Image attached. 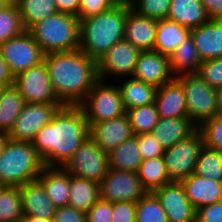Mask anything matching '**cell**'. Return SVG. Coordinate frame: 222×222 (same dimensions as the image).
<instances>
[{
    "mask_svg": "<svg viewBox=\"0 0 222 222\" xmlns=\"http://www.w3.org/2000/svg\"><path fill=\"white\" fill-rule=\"evenodd\" d=\"M25 31L17 3L6 4L0 10V44Z\"/></svg>",
    "mask_w": 222,
    "mask_h": 222,
    "instance_id": "obj_37",
    "label": "cell"
},
{
    "mask_svg": "<svg viewBox=\"0 0 222 222\" xmlns=\"http://www.w3.org/2000/svg\"><path fill=\"white\" fill-rule=\"evenodd\" d=\"M210 20H222V0H200Z\"/></svg>",
    "mask_w": 222,
    "mask_h": 222,
    "instance_id": "obj_48",
    "label": "cell"
},
{
    "mask_svg": "<svg viewBox=\"0 0 222 222\" xmlns=\"http://www.w3.org/2000/svg\"><path fill=\"white\" fill-rule=\"evenodd\" d=\"M109 168L137 172L143 158L138 148L137 135L124 141L108 153Z\"/></svg>",
    "mask_w": 222,
    "mask_h": 222,
    "instance_id": "obj_30",
    "label": "cell"
},
{
    "mask_svg": "<svg viewBox=\"0 0 222 222\" xmlns=\"http://www.w3.org/2000/svg\"><path fill=\"white\" fill-rule=\"evenodd\" d=\"M176 79L185 95L188 118L199 127L217 115V89L210 87L198 74H183Z\"/></svg>",
    "mask_w": 222,
    "mask_h": 222,
    "instance_id": "obj_7",
    "label": "cell"
},
{
    "mask_svg": "<svg viewBox=\"0 0 222 222\" xmlns=\"http://www.w3.org/2000/svg\"><path fill=\"white\" fill-rule=\"evenodd\" d=\"M16 3L25 31L58 12L54 0H17Z\"/></svg>",
    "mask_w": 222,
    "mask_h": 222,
    "instance_id": "obj_33",
    "label": "cell"
},
{
    "mask_svg": "<svg viewBox=\"0 0 222 222\" xmlns=\"http://www.w3.org/2000/svg\"><path fill=\"white\" fill-rule=\"evenodd\" d=\"M136 203L113 202L110 222H135Z\"/></svg>",
    "mask_w": 222,
    "mask_h": 222,
    "instance_id": "obj_44",
    "label": "cell"
},
{
    "mask_svg": "<svg viewBox=\"0 0 222 222\" xmlns=\"http://www.w3.org/2000/svg\"><path fill=\"white\" fill-rule=\"evenodd\" d=\"M137 175L147 192H153L172 182L166 171L163 156L143 160L138 168Z\"/></svg>",
    "mask_w": 222,
    "mask_h": 222,
    "instance_id": "obj_32",
    "label": "cell"
},
{
    "mask_svg": "<svg viewBox=\"0 0 222 222\" xmlns=\"http://www.w3.org/2000/svg\"><path fill=\"white\" fill-rule=\"evenodd\" d=\"M88 137L82 108L65 105L37 132L32 145L45 167H63Z\"/></svg>",
    "mask_w": 222,
    "mask_h": 222,
    "instance_id": "obj_1",
    "label": "cell"
},
{
    "mask_svg": "<svg viewBox=\"0 0 222 222\" xmlns=\"http://www.w3.org/2000/svg\"><path fill=\"white\" fill-rule=\"evenodd\" d=\"M28 32L44 54L79 49L80 20L75 15L58 11L33 25Z\"/></svg>",
    "mask_w": 222,
    "mask_h": 222,
    "instance_id": "obj_5",
    "label": "cell"
},
{
    "mask_svg": "<svg viewBox=\"0 0 222 222\" xmlns=\"http://www.w3.org/2000/svg\"><path fill=\"white\" fill-rule=\"evenodd\" d=\"M134 135L151 133L159 121L155 103L126 110Z\"/></svg>",
    "mask_w": 222,
    "mask_h": 222,
    "instance_id": "obj_36",
    "label": "cell"
},
{
    "mask_svg": "<svg viewBox=\"0 0 222 222\" xmlns=\"http://www.w3.org/2000/svg\"><path fill=\"white\" fill-rule=\"evenodd\" d=\"M23 216L19 186H0V222H18Z\"/></svg>",
    "mask_w": 222,
    "mask_h": 222,
    "instance_id": "obj_34",
    "label": "cell"
},
{
    "mask_svg": "<svg viewBox=\"0 0 222 222\" xmlns=\"http://www.w3.org/2000/svg\"><path fill=\"white\" fill-rule=\"evenodd\" d=\"M137 144L143 160L163 156L165 149L152 133L138 134Z\"/></svg>",
    "mask_w": 222,
    "mask_h": 222,
    "instance_id": "obj_43",
    "label": "cell"
},
{
    "mask_svg": "<svg viewBox=\"0 0 222 222\" xmlns=\"http://www.w3.org/2000/svg\"><path fill=\"white\" fill-rule=\"evenodd\" d=\"M172 75L197 74L201 60L191 35L184 39L169 55Z\"/></svg>",
    "mask_w": 222,
    "mask_h": 222,
    "instance_id": "obj_26",
    "label": "cell"
},
{
    "mask_svg": "<svg viewBox=\"0 0 222 222\" xmlns=\"http://www.w3.org/2000/svg\"><path fill=\"white\" fill-rule=\"evenodd\" d=\"M0 54L15 76L44 60L41 47L28 31L0 44Z\"/></svg>",
    "mask_w": 222,
    "mask_h": 222,
    "instance_id": "obj_14",
    "label": "cell"
},
{
    "mask_svg": "<svg viewBox=\"0 0 222 222\" xmlns=\"http://www.w3.org/2000/svg\"><path fill=\"white\" fill-rule=\"evenodd\" d=\"M119 78L118 87L125 109L146 106L155 102L157 88L133 77ZM124 80V81H123Z\"/></svg>",
    "mask_w": 222,
    "mask_h": 222,
    "instance_id": "obj_27",
    "label": "cell"
},
{
    "mask_svg": "<svg viewBox=\"0 0 222 222\" xmlns=\"http://www.w3.org/2000/svg\"><path fill=\"white\" fill-rule=\"evenodd\" d=\"M8 139H9L8 134L0 131V154L2 153Z\"/></svg>",
    "mask_w": 222,
    "mask_h": 222,
    "instance_id": "obj_53",
    "label": "cell"
},
{
    "mask_svg": "<svg viewBox=\"0 0 222 222\" xmlns=\"http://www.w3.org/2000/svg\"><path fill=\"white\" fill-rule=\"evenodd\" d=\"M63 103H26L8 134L13 141L32 142L37 132L48 124Z\"/></svg>",
    "mask_w": 222,
    "mask_h": 222,
    "instance_id": "obj_13",
    "label": "cell"
},
{
    "mask_svg": "<svg viewBox=\"0 0 222 222\" xmlns=\"http://www.w3.org/2000/svg\"><path fill=\"white\" fill-rule=\"evenodd\" d=\"M130 7L139 15L157 20L167 19L171 0H128Z\"/></svg>",
    "mask_w": 222,
    "mask_h": 222,
    "instance_id": "obj_39",
    "label": "cell"
},
{
    "mask_svg": "<svg viewBox=\"0 0 222 222\" xmlns=\"http://www.w3.org/2000/svg\"><path fill=\"white\" fill-rule=\"evenodd\" d=\"M197 74L210 87L222 88V57L202 61Z\"/></svg>",
    "mask_w": 222,
    "mask_h": 222,
    "instance_id": "obj_41",
    "label": "cell"
},
{
    "mask_svg": "<svg viewBox=\"0 0 222 222\" xmlns=\"http://www.w3.org/2000/svg\"><path fill=\"white\" fill-rule=\"evenodd\" d=\"M7 3L3 0H0V10L6 5Z\"/></svg>",
    "mask_w": 222,
    "mask_h": 222,
    "instance_id": "obj_54",
    "label": "cell"
},
{
    "mask_svg": "<svg viewBox=\"0 0 222 222\" xmlns=\"http://www.w3.org/2000/svg\"><path fill=\"white\" fill-rule=\"evenodd\" d=\"M22 222H52V221L36 216L24 215L22 218Z\"/></svg>",
    "mask_w": 222,
    "mask_h": 222,
    "instance_id": "obj_51",
    "label": "cell"
},
{
    "mask_svg": "<svg viewBox=\"0 0 222 222\" xmlns=\"http://www.w3.org/2000/svg\"><path fill=\"white\" fill-rule=\"evenodd\" d=\"M152 193L164 209L168 222H196V210L180 182L172 181Z\"/></svg>",
    "mask_w": 222,
    "mask_h": 222,
    "instance_id": "obj_15",
    "label": "cell"
},
{
    "mask_svg": "<svg viewBox=\"0 0 222 222\" xmlns=\"http://www.w3.org/2000/svg\"><path fill=\"white\" fill-rule=\"evenodd\" d=\"M63 168L72 176L100 184L109 170L108 153L88 137Z\"/></svg>",
    "mask_w": 222,
    "mask_h": 222,
    "instance_id": "obj_9",
    "label": "cell"
},
{
    "mask_svg": "<svg viewBox=\"0 0 222 222\" xmlns=\"http://www.w3.org/2000/svg\"><path fill=\"white\" fill-rule=\"evenodd\" d=\"M52 222H86V213L70 205L57 207Z\"/></svg>",
    "mask_w": 222,
    "mask_h": 222,
    "instance_id": "obj_46",
    "label": "cell"
},
{
    "mask_svg": "<svg viewBox=\"0 0 222 222\" xmlns=\"http://www.w3.org/2000/svg\"><path fill=\"white\" fill-rule=\"evenodd\" d=\"M135 222H168L166 213L152 192L136 202Z\"/></svg>",
    "mask_w": 222,
    "mask_h": 222,
    "instance_id": "obj_38",
    "label": "cell"
},
{
    "mask_svg": "<svg viewBox=\"0 0 222 222\" xmlns=\"http://www.w3.org/2000/svg\"><path fill=\"white\" fill-rule=\"evenodd\" d=\"M141 50L126 40L114 44L98 61V79L114 81L132 77ZM113 80H109L112 79Z\"/></svg>",
    "mask_w": 222,
    "mask_h": 222,
    "instance_id": "obj_10",
    "label": "cell"
},
{
    "mask_svg": "<svg viewBox=\"0 0 222 222\" xmlns=\"http://www.w3.org/2000/svg\"><path fill=\"white\" fill-rule=\"evenodd\" d=\"M100 199L109 202H134L141 199L147 191L141 184L137 172L109 168L99 184Z\"/></svg>",
    "mask_w": 222,
    "mask_h": 222,
    "instance_id": "obj_12",
    "label": "cell"
},
{
    "mask_svg": "<svg viewBox=\"0 0 222 222\" xmlns=\"http://www.w3.org/2000/svg\"><path fill=\"white\" fill-rule=\"evenodd\" d=\"M180 183L195 210L222 201V182H215L193 173Z\"/></svg>",
    "mask_w": 222,
    "mask_h": 222,
    "instance_id": "obj_20",
    "label": "cell"
},
{
    "mask_svg": "<svg viewBox=\"0 0 222 222\" xmlns=\"http://www.w3.org/2000/svg\"><path fill=\"white\" fill-rule=\"evenodd\" d=\"M14 85L26 103H62L54 91L44 61L18 73Z\"/></svg>",
    "mask_w": 222,
    "mask_h": 222,
    "instance_id": "obj_11",
    "label": "cell"
},
{
    "mask_svg": "<svg viewBox=\"0 0 222 222\" xmlns=\"http://www.w3.org/2000/svg\"><path fill=\"white\" fill-rule=\"evenodd\" d=\"M112 215V202L100 198L86 212V222H110Z\"/></svg>",
    "mask_w": 222,
    "mask_h": 222,
    "instance_id": "obj_45",
    "label": "cell"
},
{
    "mask_svg": "<svg viewBox=\"0 0 222 222\" xmlns=\"http://www.w3.org/2000/svg\"><path fill=\"white\" fill-rule=\"evenodd\" d=\"M198 127L188 118H159L151 133L164 149L193 134Z\"/></svg>",
    "mask_w": 222,
    "mask_h": 222,
    "instance_id": "obj_24",
    "label": "cell"
},
{
    "mask_svg": "<svg viewBox=\"0 0 222 222\" xmlns=\"http://www.w3.org/2000/svg\"><path fill=\"white\" fill-rule=\"evenodd\" d=\"M128 2L80 20L79 49L96 62L124 39Z\"/></svg>",
    "mask_w": 222,
    "mask_h": 222,
    "instance_id": "obj_3",
    "label": "cell"
},
{
    "mask_svg": "<svg viewBox=\"0 0 222 222\" xmlns=\"http://www.w3.org/2000/svg\"><path fill=\"white\" fill-rule=\"evenodd\" d=\"M157 19L139 15L128 2V15L125 23L124 40L141 51H153L155 46Z\"/></svg>",
    "mask_w": 222,
    "mask_h": 222,
    "instance_id": "obj_18",
    "label": "cell"
},
{
    "mask_svg": "<svg viewBox=\"0 0 222 222\" xmlns=\"http://www.w3.org/2000/svg\"><path fill=\"white\" fill-rule=\"evenodd\" d=\"M56 207L67 206L70 196V173L63 167H44L37 178Z\"/></svg>",
    "mask_w": 222,
    "mask_h": 222,
    "instance_id": "obj_23",
    "label": "cell"
},
{
    "mask_svg": "<svg viewBox=\"0 0 222 222\" xmlns=\"http://www.w3.org/2000/svg\"><path fill=\"white\" fill-rule=\"evenodd\" d=\"M5 1L7 4H11V3H15L17 0H3Z\"/></svg>",
    "mask_w": 222,
    "mask_h": 222,
    "instance_id": "obj_55",
    "label": "cell"
},
{
    "mask_svg": "<svg viewBox=\"0 0 222 222\" xmlns=\"http://www.w3.org/2000/svg\"><path fill=\"white\" fill-rule=\"evenodd\" d=\"M44 167L32 142L8 139L0 154V186H21L33 181Z\"/></svg>",
    "mask_w": 222,
    "mask_h": 222,
    "instance_id": "obj_4",
    "label": "cell"
},
{
    "mask_svg": "<svg viewBox=\"0 0 222 222\" xmlns=\"http://www.w3.org/2000/svg\"><path fill=\"white\" fill-rule=\"evenodd\" d=\"M23 215L36 216L52 221L56 206L48 198L38 179L19 186Z\"/></svg>",
    "mask_w": 222,
    "mask_h": 222,
    "instance_id": "obj_19",
    "label": "cell"
},
{
    "mask_svg": "<svg viewBox=\"0 0 222 222\" xmlns=\"http://www.w3.org/2000/svg\"><path fill=\"white\" fill-rule=\"evenodd\" d=\"M189 35L190 29L174 21L158 20L154 51L169 56Z\"/></svg>",
    "mask_w": 222,
    "mask_h": 222,
    "instance_id": "obj_29",
    "label": "cell"
},
{
    "mask_svg": "<svg viewBox=\"0 0 222 222\" xmlns=\"http://www.w3.org/2000/svg\"><path fill=\"white\" fill-rule=\"evenodd\" d=\"M154 103L160 118L188 117L183 87L176 78L157 88Z\"/></svg>",
    "mask_w": 222,
    "mask_h": 222,
    "instance_id": "obj_21",
    "label": "cell"
},
{
    "mask_svg": "<svg viewBox=\"0 0 222 222\" xmlns=\"http://www.w3.org/2000/svg\"><path fill=\"white\" fill-rule=\"evenodd\" d=\"M167 19L188 29L199 27L210 20L200 0H171Z\"/></svg>",
    "mask_w": 222,
    "mask_h": 222,
    "instance_id": "obj_25",
    "label": "cell"
},
{
    "mask_svg": "<svg viewBox=\"0 0 222 222\" xmlns=\"http://www.w3.org/2000/svg\"><path fill=\"white\" fill-rule=\"evenodd\" d=\"M49 78L59 100L79 106L98 80L97 62L80 49L44 54Z\"/></svg>",
    "mask_w": 222,
    "mask_h": 222,
    "instance_id": "obj_2",
    "label": "cell"
},
{
    "mask_svg": "<svg viewBox=\"0 0 222 222\" xmlns=\"http://www.w3.org/2000/svg\"><path fill=\"white\" fill-rule=\"evenodd\" d=\"M57 10L62 13H68L77 16L80 0H54Z\"/></svg>",
    "mask_w": 222,
    "mask_h": 222,
    "instance_id": "obj_50",
    "label": "cell"
},
{
    "mask_svg": "<svg viewBox=\"0 0 222 222\" xmlns=\"http://www.w3.org/2000/svg\"><path fill=\"white\" fill-rule=\"evenodd\" d=\"M25 104L15 85L0 88V131L10 133Z\"/></svg>",
    "mask_w": 222,
    "mask_h": 222,
    "instance_id": "obj_28",
    "label": "cell"
},
{
    "mask_svg": "<svg viewBox=\"0 0 222 222\" xmlns=\"http://www.w3.org/2000/svg\"><path fill=\"white\" fill-rule=\"evenodd\" d=\"M99 191V183L70 174V198L68 205L86 213L100 198Z\"/></svg>",
    "mask_w": 222,
    "mask_h": 222,
    "instance_id": "obj_31",
    "label": "cell"
},
{
    "mask_svg": "<svg viewBox=\"0 0 222 222\" xmlns=\"http://www.w3.org/2000/svg\"><path fill=\"white\" fill-rule=\"evenodd\" d=\"M127 2V0H80L77 18L82 20Z\"/></svg>",
    "mask_w": 222,
    "mask_h": 222,
    "instance_id": "obj_42",
    "label": "cell"
},
{
    "mask_svg": "<svg viewBox=\"0 0 222 222\" xmlns=\"http://www.w3.org/2000/svg\"><path fill=\"white\" fill-rule=\"evenodd\" d=\"M86 117L89 127L93 123L112 119L126 114L120 89L113 81L98 79L85 100L79 105Z\"/></svg>",
    "mask_w": 222,
    "mask_h": 222,
    "instance_id": "obj_6",
    "label": "cell"
},
{
    "mask_svg": "<svg viewBox=\"0 0 222 222\" xmlns=\"http://www.w3.org/2000/svg\"><path fill=\"white\" fill-rule=\"evenodd\" d=\"M217 114L222 115V88L217 89Z\"/></svg>",
    "mask_w": 222,
    "mask_h": 222,
    "instance_id": "obj_52",
    "label": "cell"
},
{
    "mask_svg": "<svg viewBox=\"0 0 222 222\" xmlns=\"http://www.w3.org/2000/svg\"><path fill=\"white\" fill-rule=\"evenodd\" d=\"M132 136L134 134L127 114L93 123L89 127V137L106 153Z\"/></svg>",
    "mask_w": 222,
    "mask_h": 222,
    "instance_id": "obj_16",
    "label": "cell"
},
{
    "mask_svg": "<svg viewBox=\"0 0 222 222\" xmlns=\"http://www.w3.org/2000/svg\"><path fill=\"white\" fill-rule=\"evenodd\" d=\"M203 146L202 134L197 129L186 139L164 150L163 159L171 181L180 182L195 172L196 162Z\"/></svg>",
    "mask_w": 222,
    "mask_h": 222,
    "instance_id": "obj_8",
    "label": "cell"
},
{
    "mask_svg": "<svg viewBox=\"0 0 222 222\" xmlns=\"http://www.w3.org/2000/svg\"><path fill=\"white\" fill-rule=\"evenodd\" d=\"M132 77L156 88L175 78L171 72L169 56L154 50L141 51Z\"/></svg>",
    "mask_w": 222,
    "mask_h": 222,
    "instance_id": "obj_17",
    "label": "cell"
},
{
    "mask_svg": "<svg viewBox=\"0 0 222 222\" xmlns=\"http://www.w3.org/2000/svg\"><path fill=\"white\" fill-rule=\"evenodd\" d=\"M194 173L215 182H222V152L204 145Z\"/></svg>",
    "mask_w": 222,
    "mask_h": 222,
    "instance_id": "obj_35",
    "label": "cell"
},
{
    "mask_svg": "<svg viewBox=\"0 0 222 222\" xmlns=\"http://www.w3.org/2000/svg\"><path fill=\"white\" fill-rule=\"evenodd\" d=\"M198 130L201 132L204 145L222 152V115L203 122Z\"/></svg>",
    "mask_w": 222,
    "mask_h": 222,
    "instance_id": "obj_40",
    "label": "cell"
},
{
    "mask_svg": "<svg viewBox=\"0 0 222 222\" xmlns=\"http://www.w3.org/2000/svg\"><path fill=\"white\" fill-rule=\"evenodd\" d=\"M196 222H222V201L196 209Z\"/></svg>",
    "mask_w": 222,
    "mask_h": 222,
    "instance_id": "obj_47",
    "label": "cell"
},
{
    "mask_svg": "<svg viewBox=\"0 0 222 222\" xmlns=\"http://www.w3.org/2000/svg\"><path fill=\"white\" fill-rule=\"evenodd\" d=\"M201 61L222 57V20H209L190 29Z\"/></svg>",
    "mask_w": 222,
    "mask_h": 222,
    "instance_id": "obj_22",
    "label": "cell"
},
{
    "mask_svg": "<svg viewBox=\"0 0 222 222\" xmlns=\"http://www.w3.org/2000/svg\"><path fill=\"white\" fill-rule=\"evenodd\" d=\"M15 84V75L0 54V88Z\"/></svg>",
    "mask_w": 222,
    "mask_h": 222,
    "instance_id": "obj_49",
    "label": "cell"
}]
</instances>
